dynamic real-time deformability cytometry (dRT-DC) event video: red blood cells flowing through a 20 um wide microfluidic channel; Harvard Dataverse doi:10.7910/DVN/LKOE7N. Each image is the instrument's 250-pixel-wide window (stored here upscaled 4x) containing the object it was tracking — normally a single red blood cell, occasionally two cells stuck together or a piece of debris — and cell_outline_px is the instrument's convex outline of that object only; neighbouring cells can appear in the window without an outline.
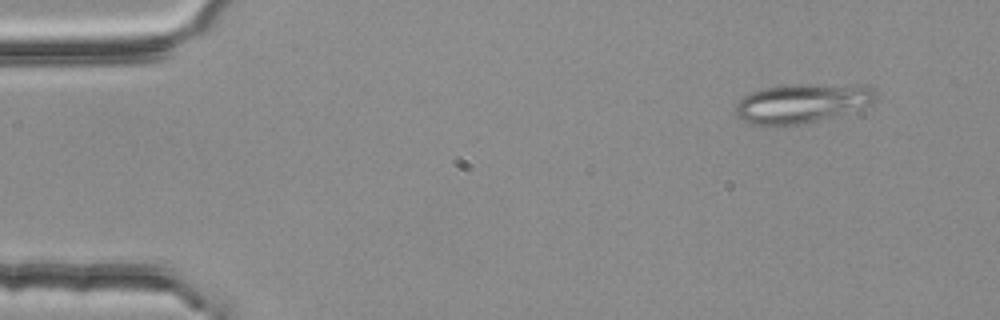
{"species": "common noctule bat (a hibernating species)", "species_latin": "Nyctalus noctula", "temperature_condition": "room temperature", "stored_images_in_passage": 2, "camera_frame_rate_fps": 3000, "um_per_image_px": 0.085, "animal": {"sex": "female", "body_mass_g": 25.1}, "frame": {"image": 1, "passage_image": 2, "time_ms": 0.333, "image_size_px": [1000, 320], "cell_outline_px": [[880, 92], [876, 100], [872, 104], [832, 116], [816, 120], [796, 124], [748, 124], [736, 116], [736, 104], [744, 96], [752, 92], [764, 88], [792, 84], [868, 84], [876, 88]], "centroid_in_image_um": [68.26, 8.72], "position_along_channel_um": 16.7, "area_um2": 32.08}}